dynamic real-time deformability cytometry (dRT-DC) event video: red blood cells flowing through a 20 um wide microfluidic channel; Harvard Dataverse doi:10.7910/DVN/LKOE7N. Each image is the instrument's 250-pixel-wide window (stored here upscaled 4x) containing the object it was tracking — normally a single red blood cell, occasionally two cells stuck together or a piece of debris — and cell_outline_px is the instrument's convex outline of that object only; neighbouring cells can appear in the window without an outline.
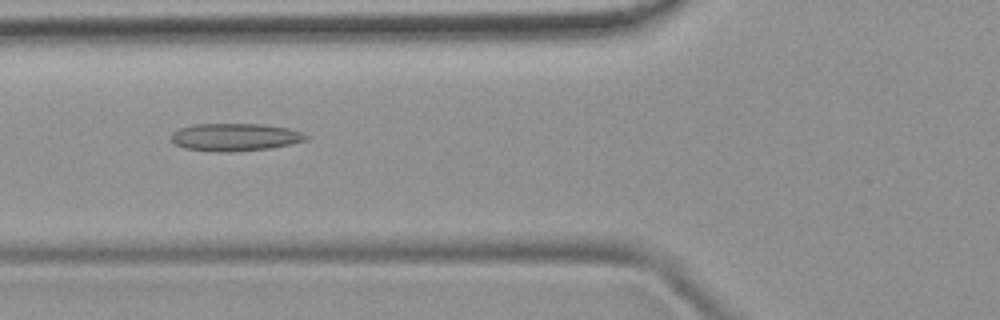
{"species": "common noctule bat (a hibernating species)", "species_latin": "Nyctalus noctula", "temperature_condition": "room temperature", "stored_images_in_passage": 7, "camera_frame_rate_fps": 3000, "um_per_image_px": 0.085, "animal": {"sex": "female", "body_mass_g": 19.9}, "frame": {"image": 1, "passage_image": 6, "time_ms": 5.667, "image_size_px": [1000, 320], "cell_outline_px": [[308, 140], [268, 148], [228, 152], [212, 152], [184, 148], [176, 144], [172, 140], [172, 132], [180, 128], [192, 124], [264, 124], [288, 128], [300, 132], [308, 136]], "centroid_in_image_um": [19.95, 11.65], "position_along_channel_um": 105.9, "area_um2": 21.62}}
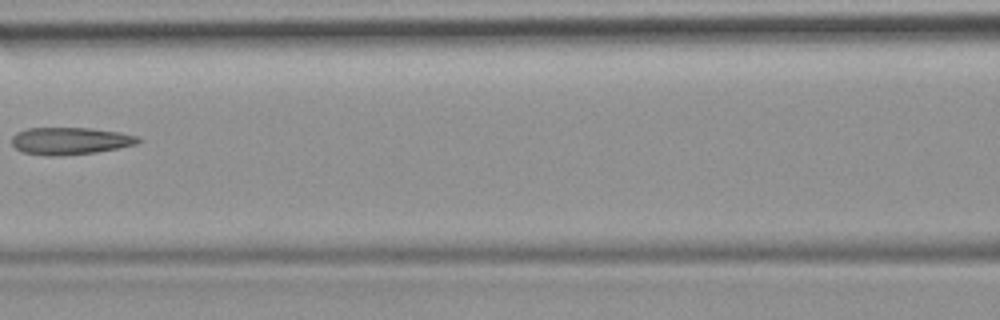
{"frame": {"image": 2, "passage_image": 7, "time_ms": 7.0, "image_size_px": [1000, 320], "cell_outline_px": [[144, 140], [136, 144], [96, 152], [56, 156], [48, 156], [20, 152], [12, 144], [12, 136], [16, 132], [28, 128], [92, 128], [120, 132], [140, 136]], "centroid_in_image_um": [5.97, 11.97], "position_along_channel_um": 160.6, "area_um2": 20.23}}